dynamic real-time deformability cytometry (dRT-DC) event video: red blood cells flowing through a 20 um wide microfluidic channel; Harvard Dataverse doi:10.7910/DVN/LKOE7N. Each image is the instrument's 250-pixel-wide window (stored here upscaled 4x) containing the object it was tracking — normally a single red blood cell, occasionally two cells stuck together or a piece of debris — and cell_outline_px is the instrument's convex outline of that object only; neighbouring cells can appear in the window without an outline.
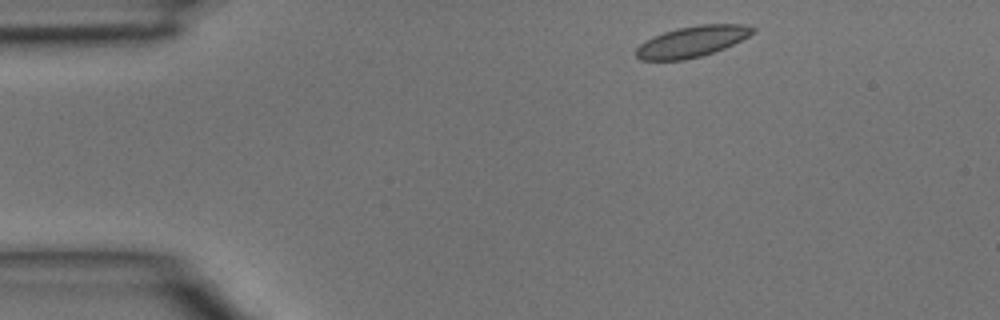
{"species": "common noctule bat (a hibernating species)", "species_latin": "Nyctalus noctula", "temperature_condition": "room temperature", "stored_images_in_passage": 5, "camera_frame_rate_fps": 3000, "um_per_image_px": 0.085, "animal": {"sex": "male", "body_mass_g": 15.6}, "frame": {"image": 1, "passage_image": 1, "time_ms": 0.0, "image_size_px": [1000, 320], "cell_outline_px": [[756, 32], [724, 48], [700, 56], [684, 60], [640, 60], [636, 56], [636, 48], [644, 40], [652, 36], [676, 28], [700, 24], [744, 24], [756, 28]], "centroid_in_image_um": [58.8, 3.52], "position_along_channel_um": 26.2, "area_um2": 21.04}}
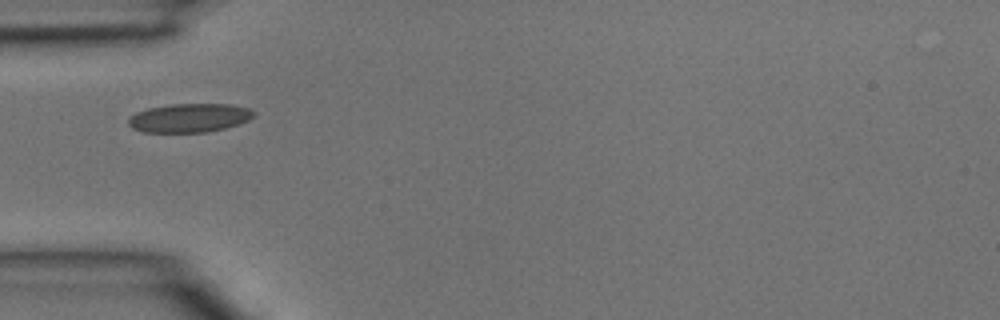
{"frame": {"image": 2, "passage_image": 3, "time_ms": 0.667, "image_size_px": [1000, 320], "cell_outline_px": [[256, 112], [248, 120], [224, 128], [208, 132], [144, 132], [132, 128], [128, 124], [128, 116], [136, 112], [148, 108], [172, 104], [232, 104], [252, 108]], "centroid_in_image_um": [16.09, 10.01], "position_along_channel_um": 68.9, "area_um2": 21.1}}
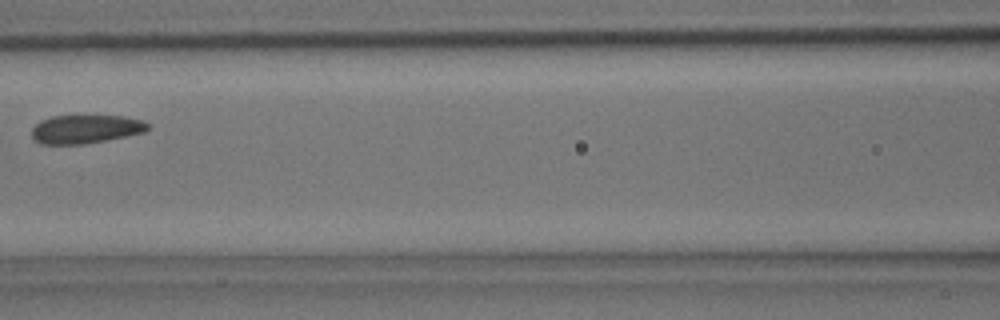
{"frame": {"image": 3, "passage_image": 5, "time_ms": 1.333, "image_size_px": [1000, 320], "cell_outline_px": [[148, 128], [144, 132], [84, 144], [40, 144], [32, 140], [32, 128], [40, 120], [52, 116], [124, 116], [144, 120], [148, 124]], "centroid_in_image_um": [7.23, 10.97], "position_along_channel_um": 159.4, "area_um2": 19.25}}